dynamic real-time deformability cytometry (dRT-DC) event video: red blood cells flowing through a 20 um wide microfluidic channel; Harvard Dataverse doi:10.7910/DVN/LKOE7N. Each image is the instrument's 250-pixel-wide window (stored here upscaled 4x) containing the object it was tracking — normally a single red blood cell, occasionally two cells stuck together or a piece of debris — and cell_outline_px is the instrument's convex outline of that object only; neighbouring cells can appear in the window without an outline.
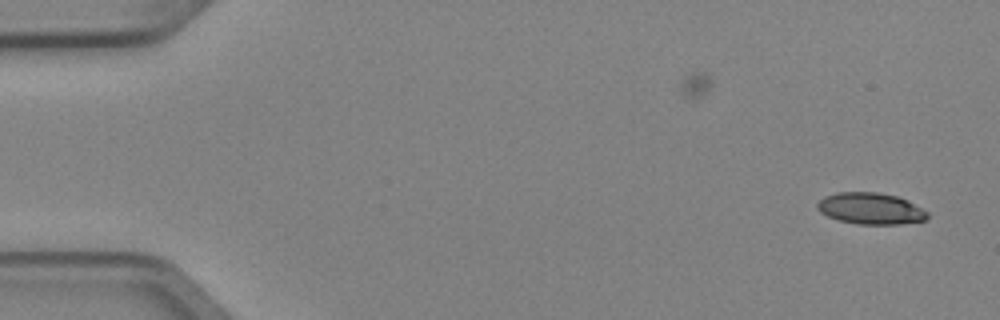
{"species": "Egyptian fruit bat (a non-hibernating species)", "species_latin": "Rousettus aegyptiacus", "temperature_condition": "cold", "stored_images_in_passage": 3, "camera_frame_rate_fps": 3000, "um_per_image_px": 0.085, "animal": {"sex": "female"}, "frame": {"image": 1, "passage_image": 3, "time_ms": 0.667, "image_size_px": [1000, 320], "cell_outline_px": [[928, 216], [924, 220], [900, 224], [856, 224], [840, 220], [828, 216], [820, 212], [816, 208], [816, 204], [824, 196], [836, 192], [880, 192], [896, 196], [908, 200], [928, 212]], "centroid_in_image_um": [73.98, 17.71], "position_along_channel_um": 11.0, "area_um2": 20.23}}